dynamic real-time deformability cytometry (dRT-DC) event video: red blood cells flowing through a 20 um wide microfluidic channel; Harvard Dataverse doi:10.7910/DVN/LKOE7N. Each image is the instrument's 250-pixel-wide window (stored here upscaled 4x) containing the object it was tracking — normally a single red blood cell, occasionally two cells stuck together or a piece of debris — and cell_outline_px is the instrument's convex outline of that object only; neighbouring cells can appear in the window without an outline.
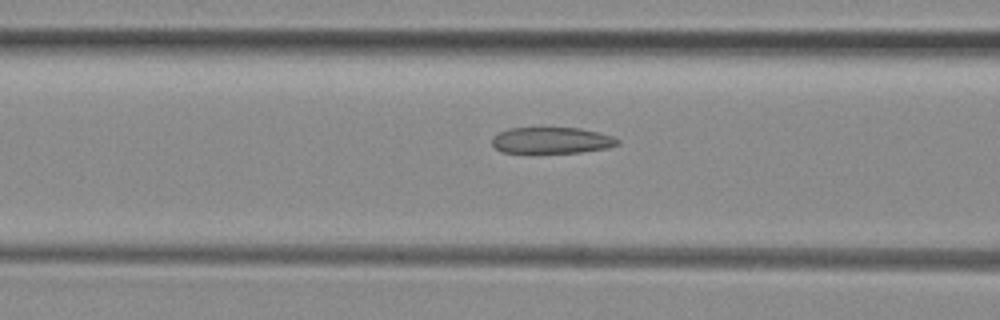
{"species": "common noctule bat (a hibernating species)", "species_latin": "Nyctalus noctula", "temperature_condition": "room temperature", "stored_images_in_passage": 40, "camera_frame_rate_fps": 3000, "um_per_image_px": 0.085, "animal": {"sex": "female", "body_mass_g": 29.2, "forearm_length_mm": 56.3}, "frame": {"image": 1, "passage_image": 9, "time_ms": 2.667, "image_size_px": [1000, 320], "cell_outline_px": [[620, 144], [608, 148], [580, 152], [500, 152], [492, 144], [492, 136], [508, 128], [580, 128], [612, 136], [620, 140]], "centroid_in_image_um": [46.89, 11.93], "position_along_channel_um": 119.7, "area_um2": 19.07}}
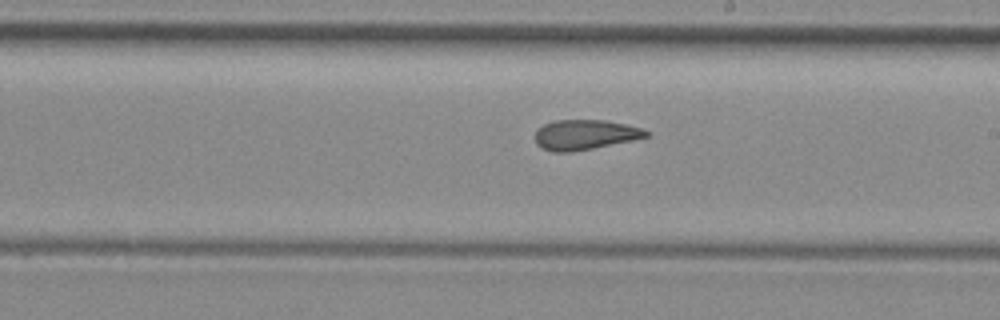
{"frame": {"image": 2, "passage_image": 18, "time_ms": 5.667, "image_size_px": [1000, 320], "cell_outline_px": [[652, 136], [572, 152], [552, 152], [540, 148], [536, 144], [536, 128], [552, 120], [604, 120], [644, 128], [652, 132]], "centroid_in_image_um": [49.73, 11.45], "position_along_channel_um": 239.3, "area_um2": 19.65}}
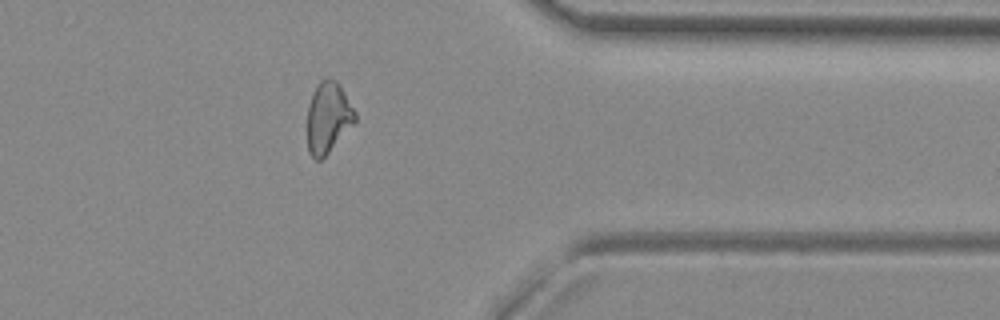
{"frame": {"image": 3, "passage_image": 30, "time_ms": 9.667, "image_size_px": [1000, 320], "cell_outline_px": [[356, 120], [328, 152], [320, 160], [316, 160], [308, 152], [308, 104], [320, 80], [328, 76], [336, 80], [340, 84], [356, 112]], "centroid_in_image_um": [27.89, 9.95], "position_along_channel_um": 383.5, "area_um2": 19.48}, "authors_computed_cell_mechanics": {"area_um2": 20.0566, "velocity_mm_per_s": 3.9917, "shape_relaxation_time_tau1_ms": null, "shape_relaxation_time_tau2_ms": 2.7338, "deformation_change_tau1": null, "deformation_change_tau2": 0.1038}}